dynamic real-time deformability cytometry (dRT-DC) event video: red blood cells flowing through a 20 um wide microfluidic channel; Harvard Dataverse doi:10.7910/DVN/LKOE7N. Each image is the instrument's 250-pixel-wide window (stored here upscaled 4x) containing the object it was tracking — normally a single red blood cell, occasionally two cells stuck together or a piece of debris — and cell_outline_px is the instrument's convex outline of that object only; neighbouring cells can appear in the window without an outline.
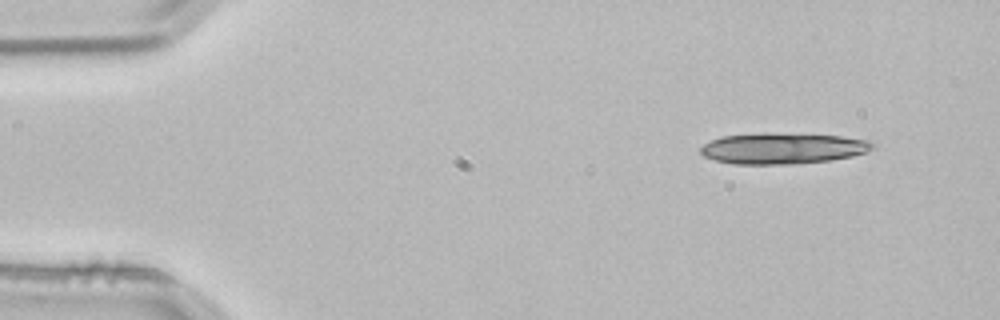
{"species": "common noctule bat (a hibernating species)", "species_latin": "Nyctalus noctula", "temperature_condition": "room temperature", "stored_images_in_passage": 3, "segment_of_instrument_passage": [1, 2], "camera_frame_rate_fps": 3000, "um_per_image_px": 0.085, "animal": {"sex": "male", "body_mass_g": 21.5, "forearm_length_mm": 52.0}, "frame": {"image": 1, "passage_image": 1, "time_ms": 0.0, "image_size_px": [1000, 320], "cell_outline_px": [[876, 148], [852, 156], [828, 160], [792, 164], [732, 164], [716, 160], [704, 156], [700, 152], [700, 148], [704, 144], [720, 136], [764, 132], [840, 136], [872, 140], [876, 144]], "centroid_in_image_um": [66.54, 12.6], "position_along_channel_um": 18.5, "area_um2": 31.27}}